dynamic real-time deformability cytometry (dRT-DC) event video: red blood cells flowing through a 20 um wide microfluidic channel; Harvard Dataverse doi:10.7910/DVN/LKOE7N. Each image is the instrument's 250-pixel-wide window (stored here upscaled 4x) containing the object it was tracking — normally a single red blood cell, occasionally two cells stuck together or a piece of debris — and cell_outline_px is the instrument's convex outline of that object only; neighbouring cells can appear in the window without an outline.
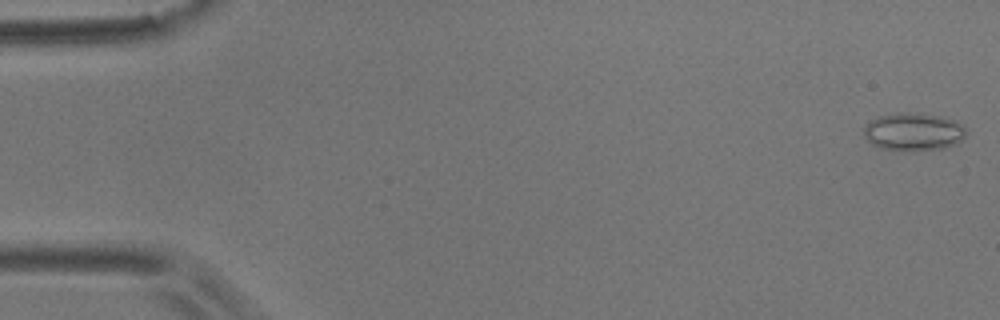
{"species": "common noctule bat (a hibernating species)", "species_latin": "Nyctalus noctula", "temperature_condition": "room temperature", "stored_images_in_passage": 6, "camera_frame_rate_fps": 3000, "um_per_image_px": 0.085, "animal": {"sex": "male", "body_mass_g": 17.9}, "frame": {"image": 1, "passage_image": 1, "time_ms": 0.0, "image_size_px": [1000, 320], "cell_outline_px": [[964, 136], [956, 144], [944, 148], [912, 152], [880, 148], [872, 144], [864, 136], [864, 124], [876, 116], [896, 112], [916, 112], [944, 116], [956, 120], [964, 124]], "centroid_in_image_um": [77.62, 11.18], "position_along_channel_um": 7.4, "area_um2": 23.24}}